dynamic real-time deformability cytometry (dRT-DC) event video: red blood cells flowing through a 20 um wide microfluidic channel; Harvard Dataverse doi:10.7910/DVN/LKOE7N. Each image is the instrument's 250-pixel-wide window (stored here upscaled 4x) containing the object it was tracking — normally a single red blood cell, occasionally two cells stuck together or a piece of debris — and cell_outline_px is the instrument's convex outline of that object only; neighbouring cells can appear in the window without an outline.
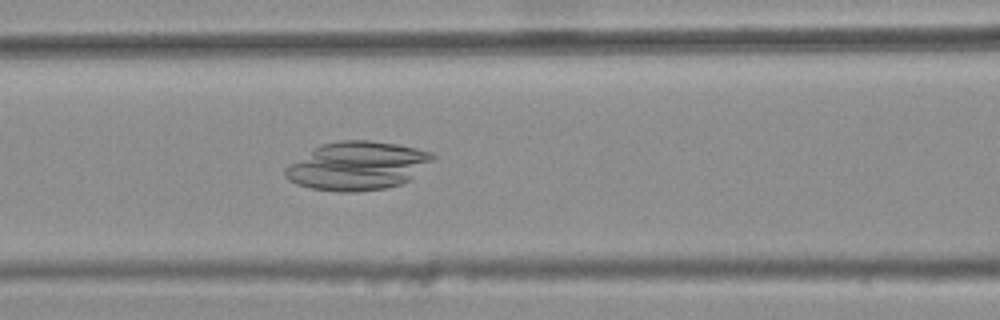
{"species": "common noctule bat (a hibernating species)", "species_latin": "Nyctalus noctula", "temperature_condition": "warm", "stored_images_in_passage": 46, "camera_frame_rate_fps": 3000, "um_per_image_px": 0.085, "animal": {"sex": "female", "body_mass_g": 25.1}, "frame": {"image": 1, "passage_image": 23, "time_ms": 7.333, "image_size_px": [1000, 320], "cell_outline_px": [[436, 156], [432, 160], [408, 180], [400, 184], [384, 188], [356, 192], [344, 192], [312, 188], [296, 184], [288, 180], [284, 176], [284, 168], [288, 164], [320, 144], [340, 140], [368, 140], [396, 144], [416, 148], [432, 152]], "centroid_in_image_um": [30.32, 14.09], "position_along_channel_um": 136.3, "area_um2": 41.38}}
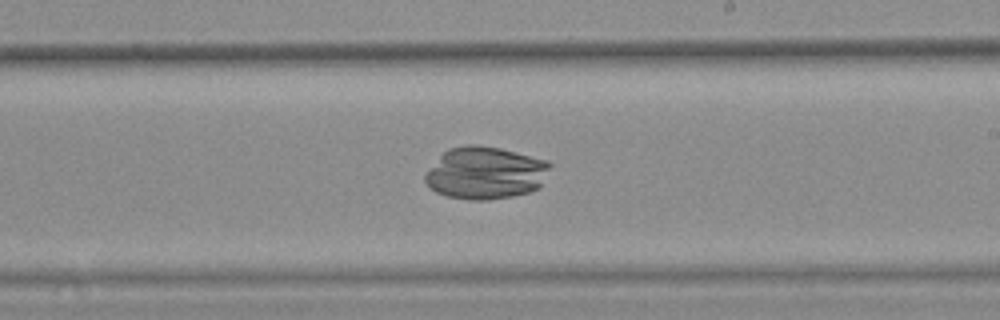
{"frame": {"image": 2, "passage_image": 32, "time_ms": 10.333, "image_size_px": [1000, 320], "cell_outline_px": [[552, 164], [540, 188], [528, 192], [512, 196], [488, 200], [472, 200], [448, 196], [436, 192], [424, 180], [424, 172], [448, 148], [464, 144], [476, 144], [500, 148], [548, 160]], "centroid_in_image_um": [41.26, 14.69], "position_along_channel_um": 247.7, "area_um2": 38.38}}
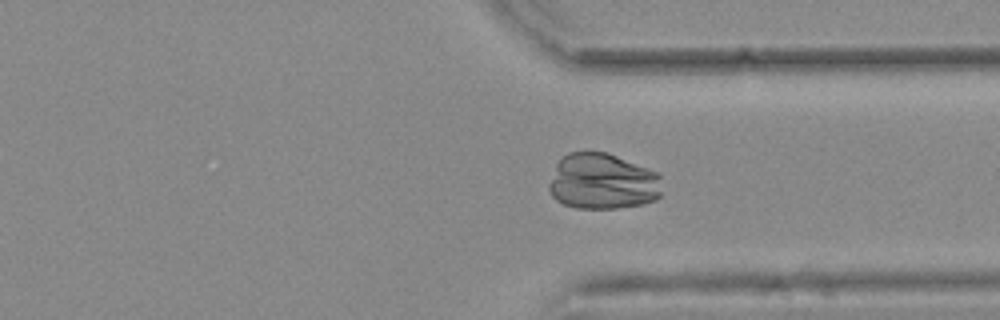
{"frame": {"image": 3, "passage_image": 41, "time_ms": 13.333, "image_size_px": [1000, 320], "cell_outline_px": [[660, 196], [656, 200], [640, 204], [616, 208], [576, 208], [564, 204], [556, 200], [552, 196], [548, 188], [548, 184], [556, 164], [568, 152], [608, 152], [660, 172]], "centroid_in_image_um": [51.22, 15.42], "position_along_channel_um": 360.2, "area_um2": 37.17}}